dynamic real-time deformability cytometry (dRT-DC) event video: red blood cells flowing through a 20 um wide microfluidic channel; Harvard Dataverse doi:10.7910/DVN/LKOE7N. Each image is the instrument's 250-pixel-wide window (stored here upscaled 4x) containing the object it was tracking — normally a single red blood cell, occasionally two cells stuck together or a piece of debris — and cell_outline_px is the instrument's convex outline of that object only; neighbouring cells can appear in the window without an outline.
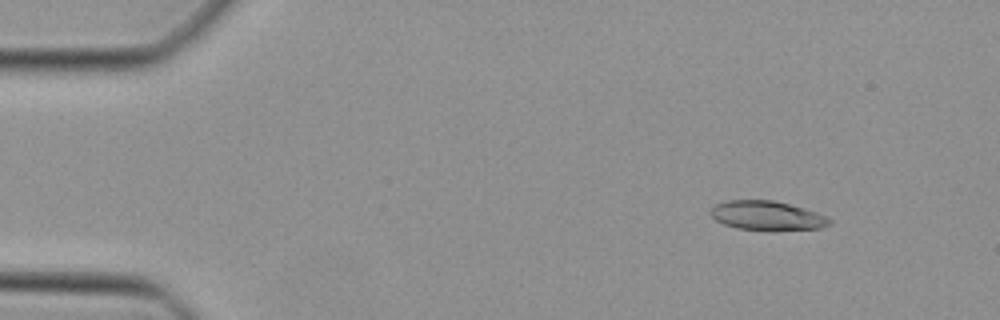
{"species": "Egyptian fruit bat (a non-hibernating species)", "species_latin": "Rousettus aegyptiacus", "temperature_condition": "cold", "stored_images_in_passage": 47, "camera_frame_rate_fps": 3000, "um_per_image_px": 0.085, "animal": {"sex": "female"}, "frame": {"image": 1, "passage_image": 6, "time_ms": 1.667, "image_size_px": [1000, 320], "cell_outline_px": [[832, 224], [820, 228], [736, 228], [724, 224], [716, 220], [712, 216], [712, 208], [716, 204], [728, 200], [772, 200], [804, 208], [816, 212], [832, 220]], "centroid_in_image_um": [65.19, 18.29], "position_along_channel_um": 19.8, "area_um2": 19.31}}
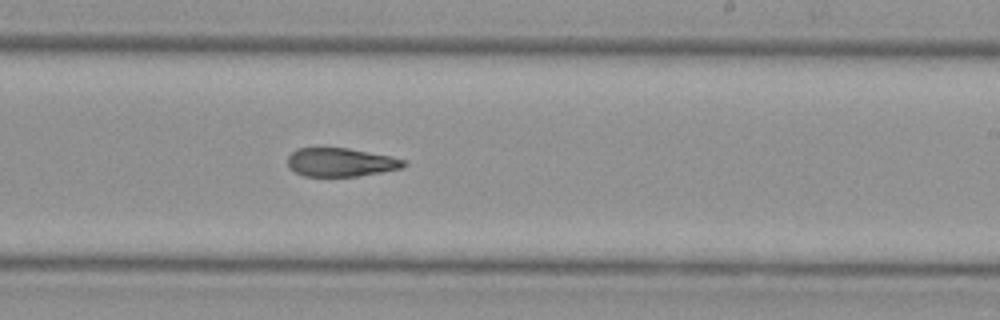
{"frame": {"image": 2, "passage_image": 29, "time_ms": 9.333, "image_size_px": [1000, 320], "cell_outline_px": [[408, 164], [404, 168], [356, 176], [304, 176], [288, 168], [288, 156], [296, 148], [348, 148], [392, 156], [404, 160]], "centroid_in_image_um": [28.97, 13.79], "position_along_channel_um": 260.0, "area_um2": 19.36}}
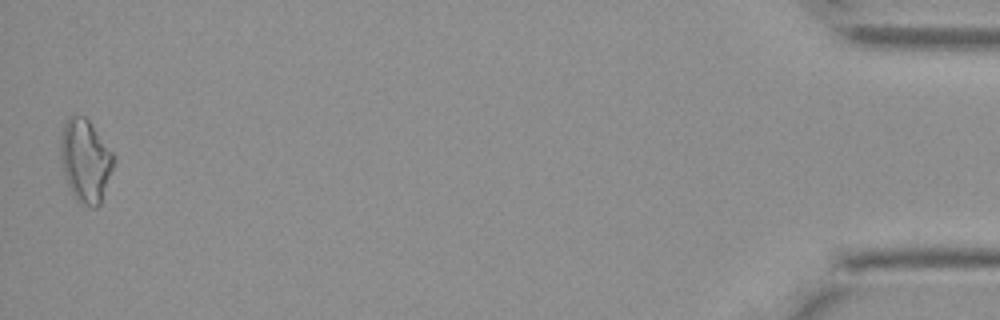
{"frame": {"image": 3, "passage_image": 47, "time_ms": 15.333, "image_size_px": [1000, 320], "cell_outline_px": [[116, 160], [100, 204], [96, 208], [92, 208], [80, 204], [72, 196], [64, 176], [60, 160], [60, 136], [64, 124], [68, 116], [76, 112], [84, 116], [88, 120], [112, 152]], "centroid_in_image_um": [7.23, 13.66], "position_along_channel_um": 428.0, "area_um2": 26.13}}